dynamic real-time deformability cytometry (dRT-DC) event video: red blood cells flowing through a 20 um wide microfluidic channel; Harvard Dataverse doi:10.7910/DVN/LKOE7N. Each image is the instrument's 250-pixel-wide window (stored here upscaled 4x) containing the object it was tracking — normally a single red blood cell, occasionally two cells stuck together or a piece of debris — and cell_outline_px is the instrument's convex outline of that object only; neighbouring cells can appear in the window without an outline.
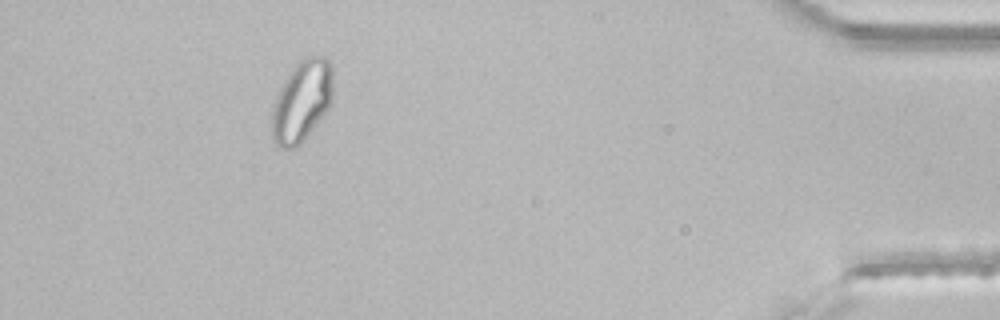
{"species": "common noctule bat (a hibernating species)", "species_latin": "Nyctalus noctula", "temperature_condition": "room temperature", "stored_images_in_passage": 33, "segment_of_instrument_passage": [2, 2], "camera_frame_rate_fps": 3000, "um_per_image_px": 0.085, "animal": {"sex": "male", "body_mass_g": 21.5, "forearm_length_mm": 52.0}, "frame": {"image": 1, "passage_image": 29, "time_ms": 9.333, "image_size_px": [1000, 320], "cell_outline_px": [[332, 104], [300, 144], [296, 148], [276, 148], [272, 136], [272, 104], [284, 80], [296, 64], [304, 56], [324, 56], [332, 64]], "centroid_in_image_um": [25.65, 8.59], "position_along_channel_um": 409.6, "area_um2": 29.13}}